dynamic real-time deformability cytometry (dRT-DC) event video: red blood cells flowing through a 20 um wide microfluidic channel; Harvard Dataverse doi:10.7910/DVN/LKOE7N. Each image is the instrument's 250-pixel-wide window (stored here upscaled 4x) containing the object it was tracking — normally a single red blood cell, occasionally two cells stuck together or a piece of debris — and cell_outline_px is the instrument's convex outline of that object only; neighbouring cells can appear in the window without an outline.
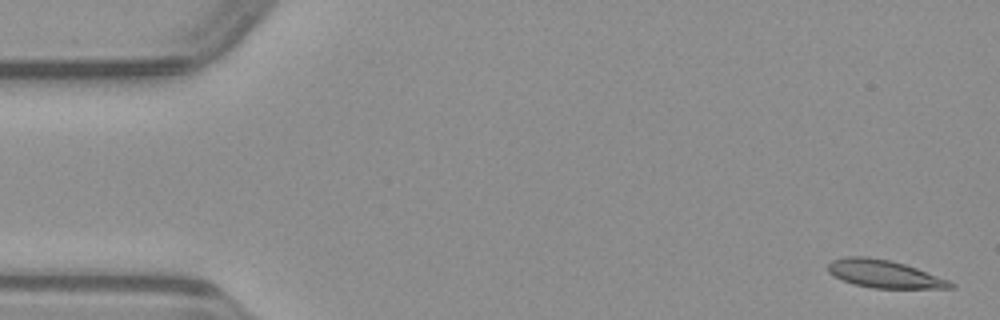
{"species": "common noctule bat (a hibernating species)", "species_latin": "Nyctalus noctula", "temperature_condition": "warm", "stored_images_in_passage": 50, "camera_frame_rate_fps": 3000, "um_per_image_px": 0.085, "animal": {"sex": "male", "body_mass_g": 23.1, "forearm_length_mm": 52.7}, "frame": {"image": 1, "passage_image": 2, "time_ms": 0.333, "image_size_px": [1000, 320], "cell_outline_px": [[956, 288], [872, 288], [856, 284], [844, 280], [828, 272], [828, 264], [832, 260], [848, 256], [868, 256], [892, 260], [916, 268], [948, 280], [956, 284]], "centroid_in_image_um": [75.17, 23.27], "position_along_channel_um": 9.8, "area_um2": 19.65}}
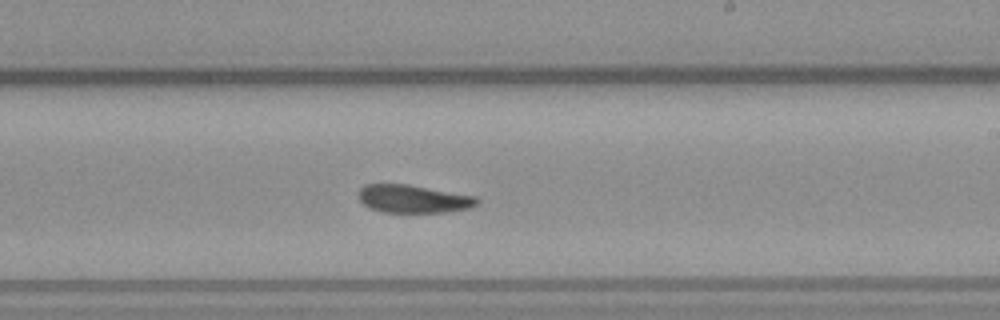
{"frame": {"image": 2, "passage_image": 29, "time_ms": 9.333, "image_size_px": [1000, 320], "cell_outline_px": [[480, 200], [476, 204], [468, 208], [444, 212], [384, 212], [372, 208], [364, 204], [360, 200], [360, 188], [364, 184], [408, 184], [476, 196]], "centroid_in_image_um": [35.14, 16.89], "position_along_channel_um": 253.9, "area_um2": 19.07}}
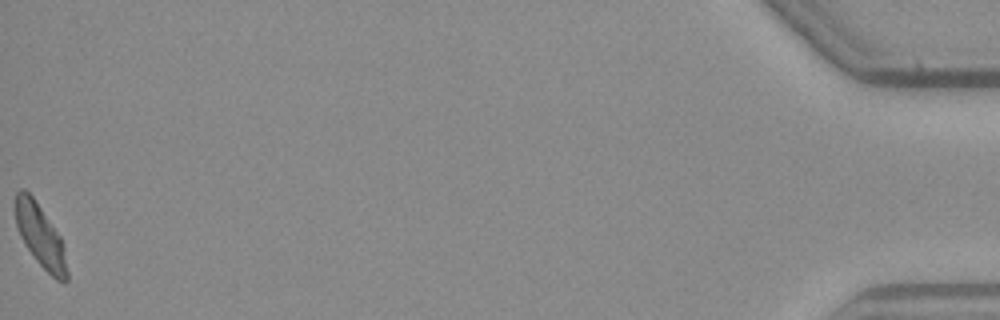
{"frame": {"image": 3, "passage_image": 50, "time_ms": 16.333, "image_size_px": [1000, 320], "cell_outline_px": [[68, 280], [64, 284], [56, 280], [36, 260], [24, 244], [20, 236], [16, 224], [16, 192], [20, 188], [24, 188], [36, 200], [60, 236], [64, 248], [68, 272]], "centroid_in_image_um": [3.45, 20.07], "position_along_channel_um": 431.8, "area_um2": 18.84}}